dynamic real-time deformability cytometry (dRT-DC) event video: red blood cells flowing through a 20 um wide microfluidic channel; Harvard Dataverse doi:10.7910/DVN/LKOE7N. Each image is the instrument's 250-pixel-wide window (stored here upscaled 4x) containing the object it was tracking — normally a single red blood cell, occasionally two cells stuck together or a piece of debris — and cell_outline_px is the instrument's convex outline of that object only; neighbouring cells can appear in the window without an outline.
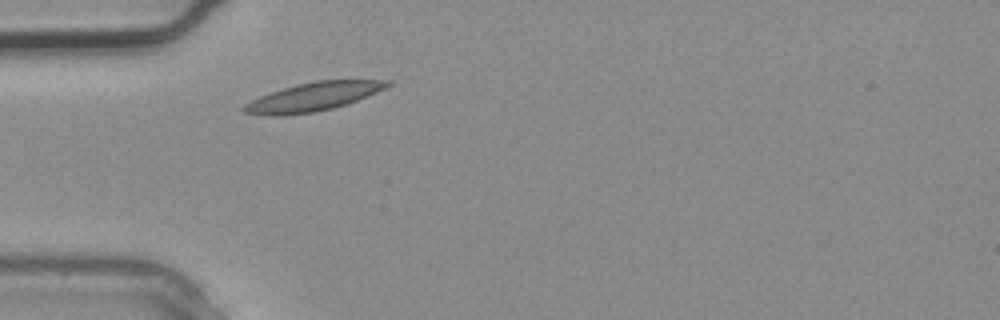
{"species": "common noctule bat (a hibernating species)", "species_latin": "Nyctalus noctula", "temperature_condition": "warm", "stored_images_in_passage": 1, "camera_frame_rate_fps": 3000, "um_per_image_px": 0.085, "animal": {"sex": "male", "body_mass_g": 20.4}, "frame": {"image": 1, "passage_image": 1, "time_ms": 0.0, "image_size_px": [1000, 320], "cell_outline_px": [[396, 84], [356, 100], [332, 108], [316, 112], [284, 116], [268, 116], [244, 112], [240, 108], [244, 104], [260, 96], [296, 84], [316, 80], [392, 80]], "centroid_in_image_um": [26.63, 8.23], "position_along_channel_um": 58.4, "area_um2": 23.87}}